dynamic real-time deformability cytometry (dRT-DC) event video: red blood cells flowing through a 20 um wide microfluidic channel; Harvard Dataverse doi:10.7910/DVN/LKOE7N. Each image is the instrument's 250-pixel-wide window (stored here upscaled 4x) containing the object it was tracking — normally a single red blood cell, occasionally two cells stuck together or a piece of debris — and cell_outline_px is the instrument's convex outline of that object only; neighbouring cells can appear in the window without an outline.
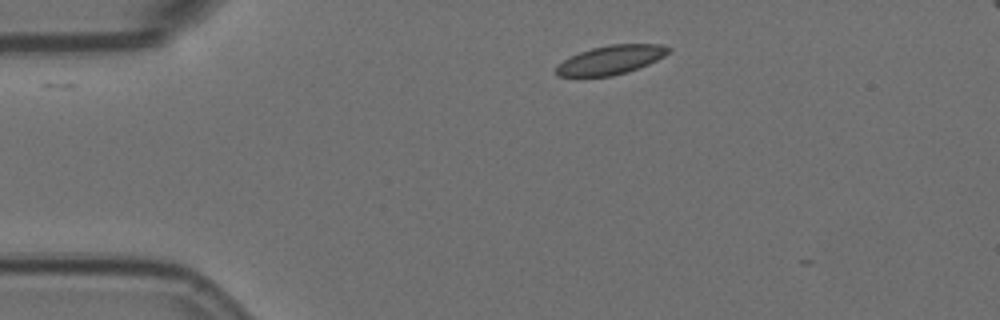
{"species": "Egyptian fruit bat (a non-hibernating species)", "species_latin": "Rousettus aegyptiacus", "temperature_condition": "room temperature", "stored_images_in_passage": 2, "camera_frame_rate_fps": 3000, "um_per_image_px": 0.085, "animal": {"sex": "female"}, "frame": {"image": 1, "passage_image": 1, "time_ms": 0.0, "image_size_px": [1000, 320], "cell_outline_px": [[672, 48], [664, 56], [648, 64], [612, 76], [560, 76], [556, 72], [556, 64], [580, 52], [592, 48], [612, 44], [660, 44]], "centroid_in_image_um": [51.92, 5.08], "position_along_channel_um": 33.1, "area_um2": 18.55}}